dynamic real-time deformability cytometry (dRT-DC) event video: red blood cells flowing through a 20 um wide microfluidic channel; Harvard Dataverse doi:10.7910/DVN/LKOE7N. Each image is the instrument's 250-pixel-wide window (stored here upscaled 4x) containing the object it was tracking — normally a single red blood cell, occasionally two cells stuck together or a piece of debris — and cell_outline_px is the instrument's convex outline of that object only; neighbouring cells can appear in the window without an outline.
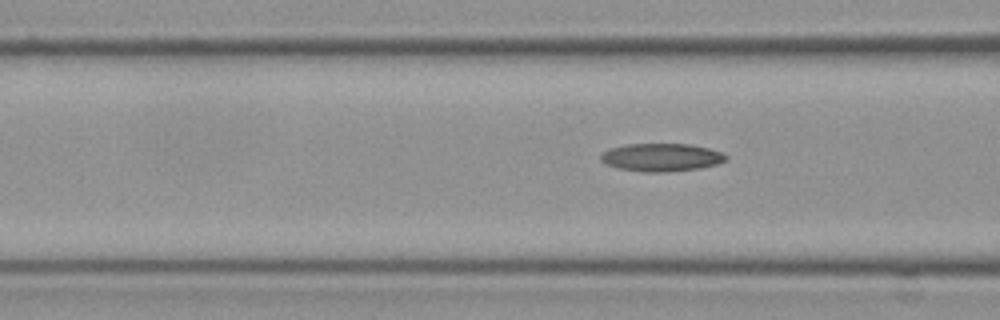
{"species": "Egyptian fruit bat (a non-hibernating species)", "species_latin": "Rousettus aegyptiacus", "temperature_condition": "cold", "stored_images_in_passage": 4, "camera_frame_rate_fps": 3000, "um_per_image_px": 0.085, "frame": {"image": 1, "passage_image": 4, "time_ms": 1.0, "image_size_px": [1000, 320], "cell_outline_px": [[728, 160], [716, 164], [700, 168], [664, 172], [644, 172], [616, 168], [600, 160], [600, 156], [604, 152], [612, 148], [628, 144], [688, 144], [708, 148], [720, 152], [728, 156]], "centroid_in_image_um": [56.23, 13.38], "position_along_channel_um": 110.4, "area_um2": 20.23}}